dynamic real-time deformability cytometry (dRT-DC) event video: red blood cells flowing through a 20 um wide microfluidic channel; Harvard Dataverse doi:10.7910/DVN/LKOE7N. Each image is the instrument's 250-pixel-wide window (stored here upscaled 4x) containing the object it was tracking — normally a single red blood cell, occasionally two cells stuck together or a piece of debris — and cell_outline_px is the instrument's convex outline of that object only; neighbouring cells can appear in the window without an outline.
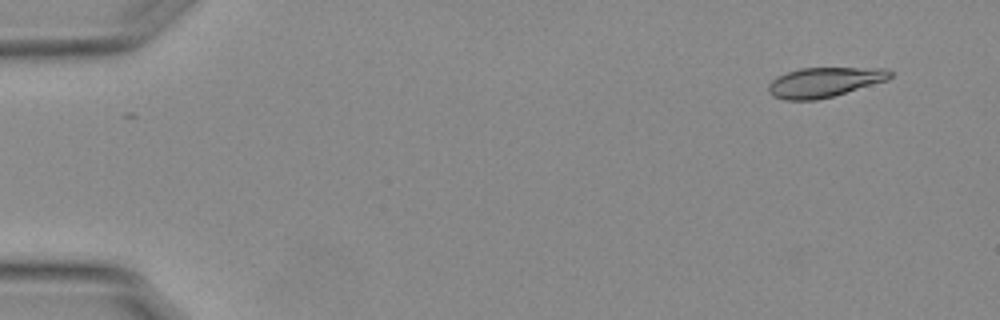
{"species": "Egyptian fruit bat (a non-hibernating species)", "species_latin": "Rousettus aegyptiacus", "temperature_condition": "warm", "stored_images_in_passage": 51, "camera_frame_rate_fps": 3000, "um_per_image_px": 0.085, "animal": {"sex": "female"}, "frame": {"image": 1, "passage_image": 1, "time_ms": 0.0, "image_size_px": [1000, 320], "cell_outline_px": [[892, 76], [888, 80], [832, 96], [816, 100], [784, 100], [772, 96], [768, 92], [768, 84], [776, 76], [800, 68], [888, 68], [892, 72]], "centroid_in_image_um": [70.05, 6.98], "position_along_channel_um": 15.0, "area_um2": 21.15}}
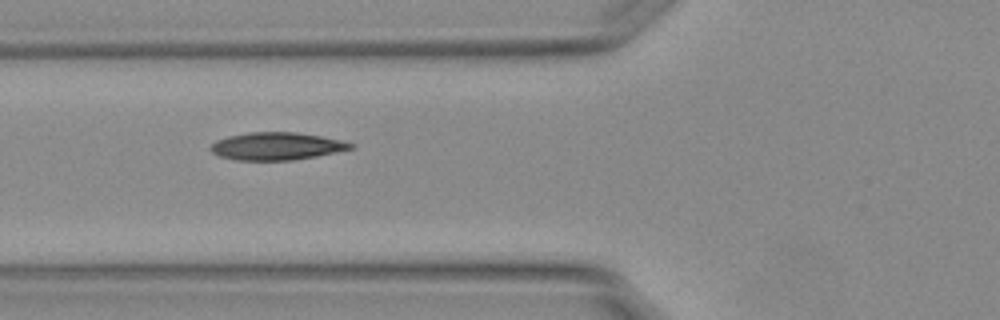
{"frame": {"image": 2, "passage_image": 18, "time_ms": 5.667, "image_size_px": [1000, 320], "cell_outline_px": [[356, 148], [316, 156], [292, 160], [236, 160], [220, 156], [212, 152], [208, 148], [216, 140], [228, 136], [248, 132], [296, 132], [344, 140], [356, 144]], "centroid_in_image_um": [23.54, 12.42], "position_along_channel_um": 102.3, "area_um2": 22.66}}
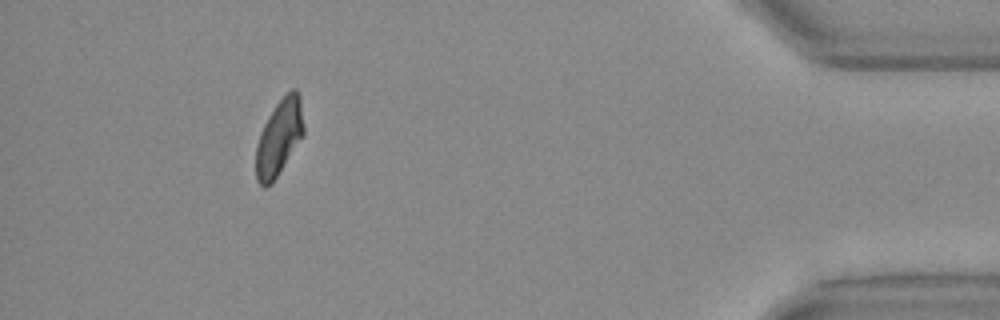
{"frame": {"image": 3, "passage_image": 47, "time_ms": 15.333, "image_size_px": [1000, 320], "cell_outline_px": [[304, 136], [272, 184], [264, 188], [256, 180], [256, 144], [260, 132], [268, 116], [276, 104], [292, 88], [296, 88], [300, 96], [304, 128]], "centroid_in_image_um": [23.73, 11.71], "position_along_channel_um": 411.5, "area_um2": 21.33}, "authors_computed_cell_mechanics": {"area_um2": 21.964, "velocity_mm_per_s": 3.7768, "shape_relaxation_time_tau1_ms": 10.6647, "shape_relaxation_time_tau2_ms": 2.9042, "deformation_change_tau1": 0.2653, "deformation_change_tau2": 0.0794}}